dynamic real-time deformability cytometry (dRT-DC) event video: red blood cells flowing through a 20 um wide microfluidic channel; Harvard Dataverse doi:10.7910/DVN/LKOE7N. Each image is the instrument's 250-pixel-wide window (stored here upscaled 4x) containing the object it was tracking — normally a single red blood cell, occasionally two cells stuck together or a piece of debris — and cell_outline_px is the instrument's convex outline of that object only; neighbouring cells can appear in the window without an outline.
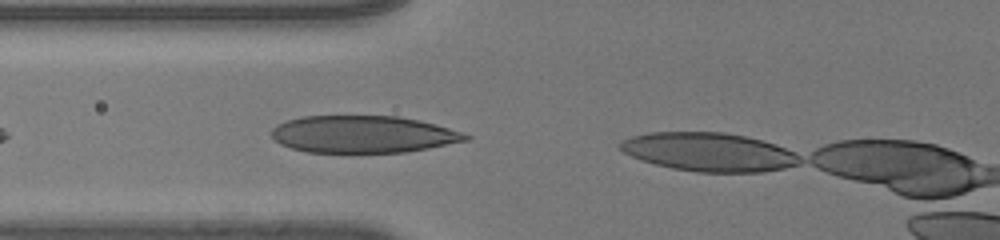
{"species": "human", "species_latin": "Homo sapiens", "temperature_condition": "room temperature", "stored_images_in_passage": 4, "camera_frame_rate_fps": 3000, "um_per_image_px": 0.085, "donor": {"sex": "male"}, "frame": {"image": 1, "passage_image": 3, "time_ms": 0.667, "image_size_px": [1000, 240], "cell_outline_px": [[472, 136], [468, 140], [428, 148], [404, 152], [348, 156], [308, 152], [292, 148], [280, 144], [272, 136], [272, 128], [288, 120], [304, 116], [400, 116], [420, 120], [436, 124]], "centroid_in_image_um": [30.85, 11.46], "position_along_channel_um": 95.0, "area_um2": 43.12}}